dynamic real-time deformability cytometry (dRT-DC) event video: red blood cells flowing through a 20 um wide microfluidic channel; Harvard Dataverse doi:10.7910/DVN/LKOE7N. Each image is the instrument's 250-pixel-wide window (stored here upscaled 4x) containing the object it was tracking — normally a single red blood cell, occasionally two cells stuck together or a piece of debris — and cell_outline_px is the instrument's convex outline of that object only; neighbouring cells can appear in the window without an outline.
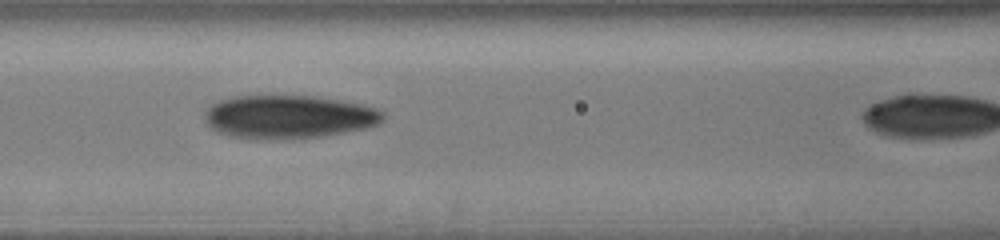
{"species": "human", "species_latin": "Homo sapiens", "temperature_condition": "cold", "stored_images_in_passage": 13, "camera_frame_rate_fps": 3000, "um_per_image_px": 0.085, "donor": {"sex": "male"}, "frame": {"image": 1, "passage_image": 10, "time_ms": 3.0, "image_size_px": [1000, 240], "cell_outline_px": [[384, 120], [380, 124], [368, 128], [324, 136], [268, 140], [228, 136], [216, 132], [204, 120], [204, 112], [212, 104], [220, 100], [232, 96], [320, 96], [364, 104], [376, 108], [384, 112]], "centroid_in_image_um": [24.56, 9.93], "position_along_channel_um": 142.0, "area_um2": 45.66}}